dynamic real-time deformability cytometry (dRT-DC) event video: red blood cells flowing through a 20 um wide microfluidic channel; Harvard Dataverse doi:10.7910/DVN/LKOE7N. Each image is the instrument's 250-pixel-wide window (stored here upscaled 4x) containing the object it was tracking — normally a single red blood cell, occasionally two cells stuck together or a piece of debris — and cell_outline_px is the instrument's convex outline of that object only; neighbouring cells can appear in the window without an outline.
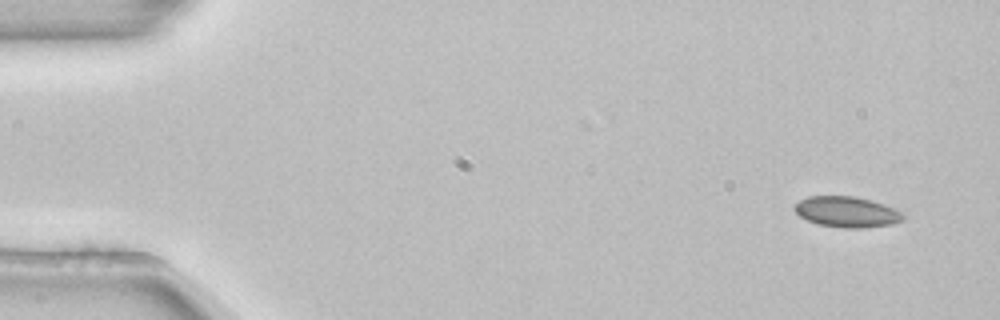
{"species": "common noctule bat (a hibernating species)", "species_latin": "Nyctalus noctula", "temperature_condition": "room temperature", "stored_images_in_passage": 51, "camera_frame_rate_fps": 3000, "um_per_image_px": 0.085, "animal": {"sex": "female", "body_mass_g": 22.7, "forearm_length_mm": 54.2}, "frame": {"image": 1, "passage_image": 1, "time_ms": 0.0, "image_size_px": [1000, 320], "cell_outline_px": [[908, 216], [904, 220], [892, 224], [856, 228], [844, 228], [820, 224], [808, 220], [800, 216], [792, 208], [800, 200], [808, 196], [852, 196], [872, 200], [884, 204]], "centroid_in_image_um": [72.0, 18.0], "position_along_channel_um": 13.0, "area_um2": 19.31}}
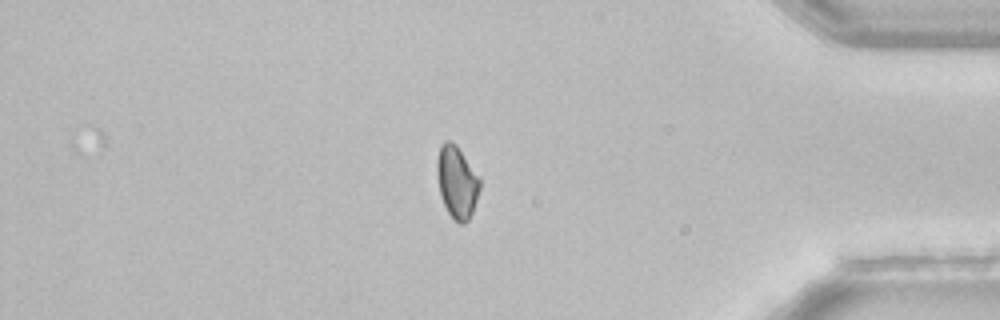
{"frame": {"image": 2, "passage_image": 43, "time_ms": 14.0, "image_size_px": [1000, 320], "cell_outline_px": [[480, 188], [472, 212], [468, 220], [464, 224], [460, 224], [448, 212], [440, 196], [436, 172], [436, 164], [440, 144], [444, 140], [452, 140], [456, 144], [480, 176]], "centroid_in_image_um": [38.83, 15.42], "position_along_channel_um": 396.4, "area_um2": 18.21}}
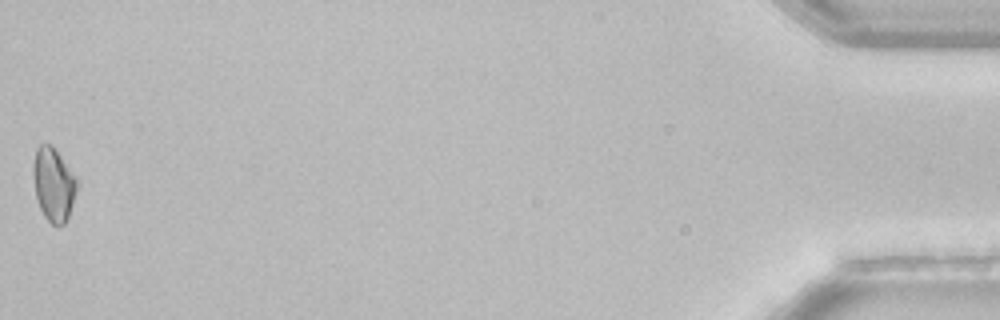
{"frame": {"image": 3, "passage_image": 51, "time_ms": 16.667, "image_size_px": [1000, 320], "cell_outline_px": [[76, 192], [68, 216], [64, 224], [52, 224], [44, 216], [36, 200], [32, 176], [32, 168], [36, 148], [40, 144], [52, 144], [76, 176]], "centroid_in_image_um": [4.52, 15.64], "position_along_channel_um": 430.7, "area_um2": 18.73}}